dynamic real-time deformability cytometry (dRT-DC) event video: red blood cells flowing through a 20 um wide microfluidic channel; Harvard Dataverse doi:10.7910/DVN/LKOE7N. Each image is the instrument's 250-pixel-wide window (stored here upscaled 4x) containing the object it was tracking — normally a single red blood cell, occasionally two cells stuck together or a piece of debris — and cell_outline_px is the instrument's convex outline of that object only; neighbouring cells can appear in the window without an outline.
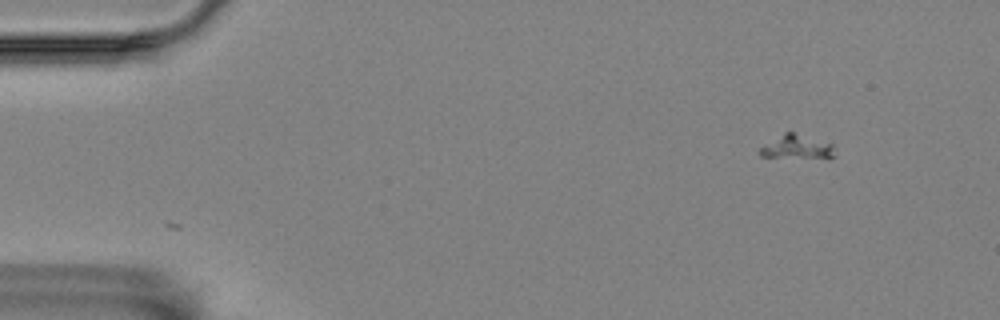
{"species": "Egyptian fruit bat (a non-hibernating species)", "species_latin": "Rousettus aegyptiacus", "temperature_condition": "room temperature", "stored_images_in_passage": 52, "camera_frame_rate_fps": 3000, "um_per_image_px": 0.085, "animal": {"sex": "female"}, "frame": {"image": 1, "passage_image": 1, "time_ms": 0.0, "image_size_px": [1000, 320], "cell_outline_px": [[836, 156], [828, 160], [760, 156], [756, 152], [760, 148], [784, 132], [792, 132], [832, 144], [836, 148]], "centroid_in_image_um": [67.81, 12.56], "position_along_channel_um": 17.2, "area_um2": 10.87}}
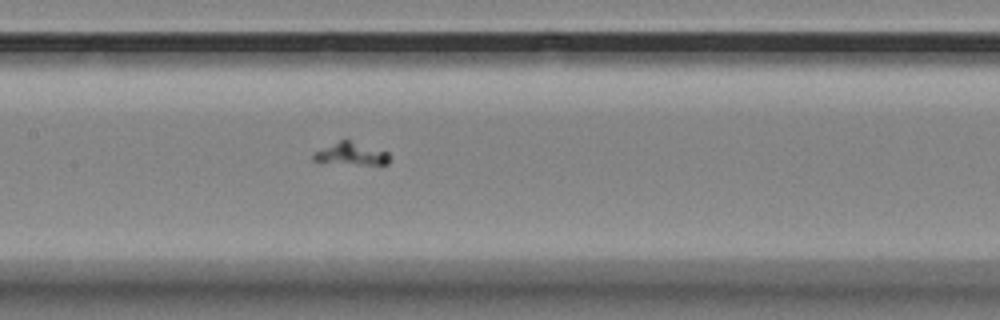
{"frame": {"image": 2, "passage_image": 23, "time_ms": 7.333, "image_size_px": [1000, 320], "cell_outline_px": [[388, 164], [320, 164], [312, 160], [312, 152], [340, 140], [348, 140], [388, 152]], "centroid_in_image_um": [29.72, 13.11], "position_along_channel_um": 177.7, "area_um2": 10.12}}
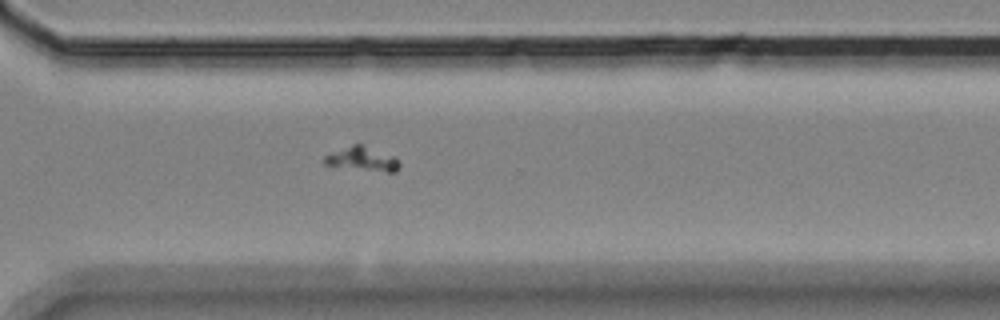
{"frame": {"image": 3, "passage_image": 37, "time_ms": 12.0, "image_size_px": [1000, 320], "cell_outline_px": [[400, 168], [396, 172], [388, 172], [324, 164], [324, 156], [332, 152], [352, 144], [360, 144], [392, 156], [400, 164]], "centroid_in_image_um": [30.8, 13.51], "position_along_channel_um": 339.8, "area_um2": 10.0}}